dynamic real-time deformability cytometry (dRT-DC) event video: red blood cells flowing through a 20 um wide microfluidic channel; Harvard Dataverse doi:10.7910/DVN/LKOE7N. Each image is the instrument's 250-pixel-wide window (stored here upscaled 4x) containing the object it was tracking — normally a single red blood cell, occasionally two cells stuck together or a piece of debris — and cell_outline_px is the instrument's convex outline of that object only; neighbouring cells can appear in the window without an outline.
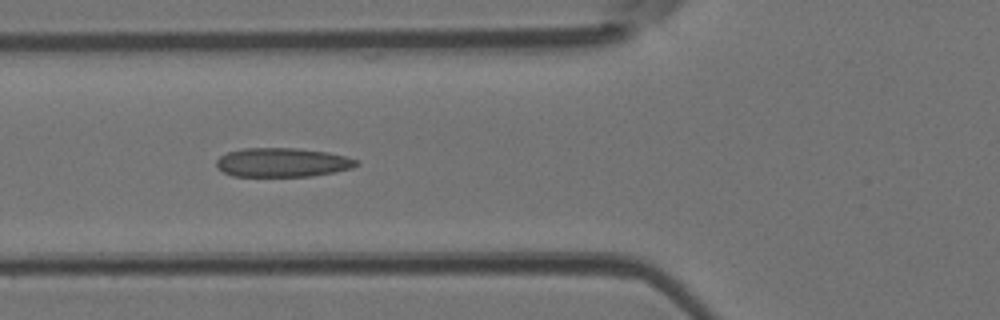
{"species": "Egyptian fruit bat (a non-hibernating species)", "species_latin": "Rousettus aegyptiacus", "temperature_condition": "room temperature", "stored_images_in_passage": 6, "camera_frame_rate_fps": 3000, "um_per_image_px": 0.085, "animal": {"sex": "female"}, "frame": {"image": 1, "passage_image": 5, "time_ms": 1.333, "image_size_px": [1000, 320], "cell_outline_px": [[360, 164], [352, 168], [336, 172], [312, 176], [232, 176], [216, 168], [216, 160], [220, 156], [228, 152], [244, 148], [296, 148], [328, 152], [360, 160]], "centroid_in_image_um": [24.02, 13.81], "position_along_channel_um": 101.8, "area_um2": 23.87}}
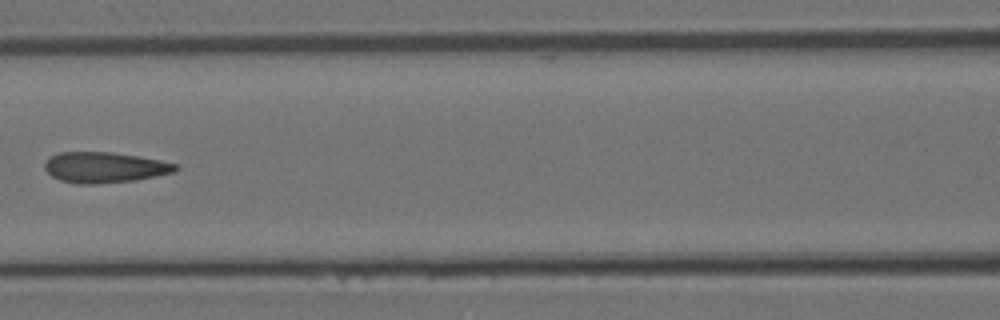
{"frame": {"image": 2, "passage_image": 6, "time_ms": 1.667, "image_size_px": [1000, 320], "cell_outline_px": [[180, 168], [176, 172], [136, 180], [100, 184], [76, 184], [60, 180], [52, 176], [44, 168], [44, 164], [52, 156], [60, 152], [112, 152], [160, 160], [180, 164]], "centroid_in_image_um": [8.94, 14.24], "position_along_channel_um": 157.7, "area_um2": 23.52}}